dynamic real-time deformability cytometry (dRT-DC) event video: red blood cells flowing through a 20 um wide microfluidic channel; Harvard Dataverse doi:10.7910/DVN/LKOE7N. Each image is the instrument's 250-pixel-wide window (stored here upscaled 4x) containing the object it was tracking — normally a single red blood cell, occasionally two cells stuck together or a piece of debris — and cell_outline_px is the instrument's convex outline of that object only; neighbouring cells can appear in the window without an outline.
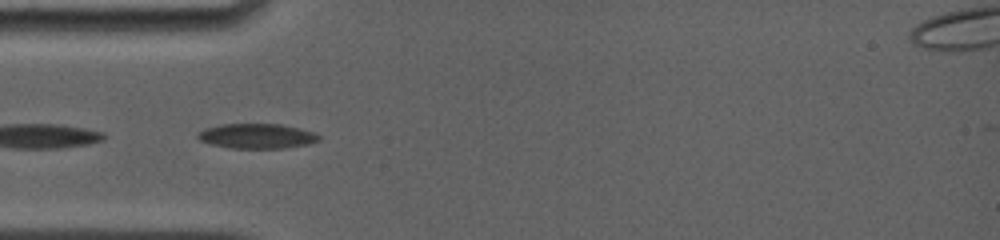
{"species": "common noctule bat (a hibernating species)", "species_latin": "Nyctalus noctula", "temperature_condition": "room temperature", "stored_images_in_passage": 8, "camera_frame_rate_fps": 4000, "um_per_image_px": 0.085, "animal": {"sex": "female", "body_mass_g": 19.0, "forearm_length_mm": 56.7}, "frame": {"image": 1, "passage_image": 2, "time_ms": 0.5, "image_size_px": [1000, 240], "cell_outline_px": [[320, 140], [304, 144], [280, 148], [232, 148], [212, 144], [200, 140], [196, 136], [204, 128], [220, 124], [280, 124], [312, 132], [320, 136]], "centroid_in_image_um": [21.78, 11.56], "position_along_channel_um": 63.2, "area_um2": 17.17}}